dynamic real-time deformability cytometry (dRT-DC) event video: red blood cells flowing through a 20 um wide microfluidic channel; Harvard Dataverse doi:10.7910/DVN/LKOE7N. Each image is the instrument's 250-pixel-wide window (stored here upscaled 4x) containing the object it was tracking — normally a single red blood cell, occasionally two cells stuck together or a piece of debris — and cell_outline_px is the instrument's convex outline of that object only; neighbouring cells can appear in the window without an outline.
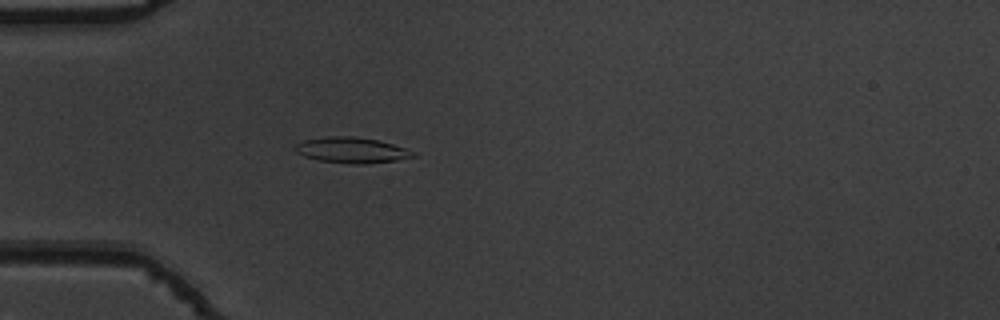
{"species": "common noctule bat (a hibernating species)", "species_latin": "Nyctalus noctula", "temperature_condition": "warm", "stored_images_in_passage": 49, "camera_frame_rate_fps": 3000, "um_per_image_px": 0.085, "animal": {"sex": "male", "body_mass_g": 19.5, "forearm_length_mm": 54.6}, "frame": {"image": 1, "passage_image": 12, "time_ms": 3.667, "image_size_px": [1000, 320], "cell_outline_px": [[416, 156], [396, 160], [364, 164], [352, 164], [320, 160], [304, 156], [296, 152], [292, 148], [296, 144], [304, 140], [328, 136], [352, 136], [380, 140], [416, 152]], "centroid_in_image_um": [29.88, 12.76], "position_along_channel_um": 55.1, "area_um2": 17.63}}
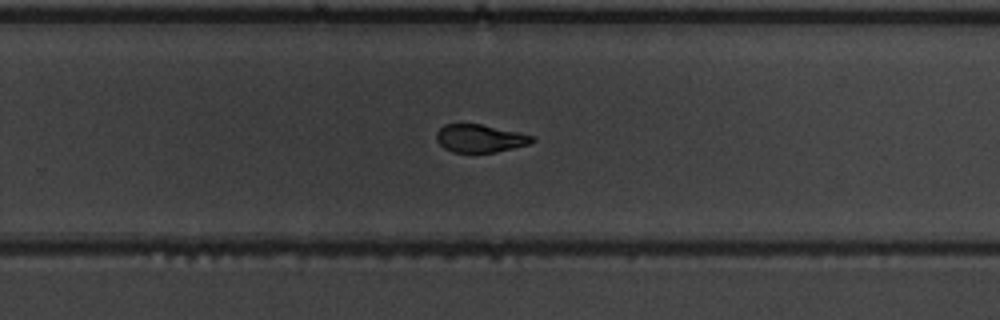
{"frame": {"image": 2, "passage_image": 31, "time_ms": 10.0, "image_size_px": [1000, 320], "cell_outline_px": [[536, 140], [528, 144], [496, 152], [452, 152], [444, 148], [436, 140], [436, 132], [444, 124], [480, 124], [516, 132], [532, 136]], "centroid_in_image_um": [40.75, 11.76], "position_along_channel_um": 289.1, "area_um2": 15.32}}
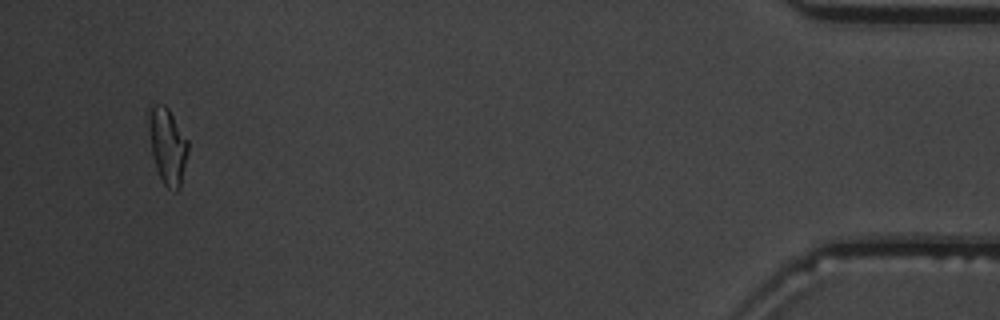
{"frame": {"image": 3, "passage_image": 47, "time_ms": 15.333, "image_size_px": [1000, 320], "cell_outline_px": [[188, 152], [180, 188], [176, 192], [172, 192], [164, 184], [156, 168], [152, 152], [148, 128], [148, 116], [152, 104], [164, 104], [168, 108], [188, 140]], "centroid_in_image_um": [14.25, 12.41], "position_along_channel_um": 421.0, "area_um2": 17.4}, "authors_computed_cell_mechanics": {"area_um2": 17.2244, "velocity_mm_per_s": 3.8312, "shape_relaxation_time_tau1_ms": 4.0018, "shape_relaxation_time_tau2_ms": 1.4108, "deformation_change_tau1": 0.2091, "deformation_change_tau2": 0.0894}}